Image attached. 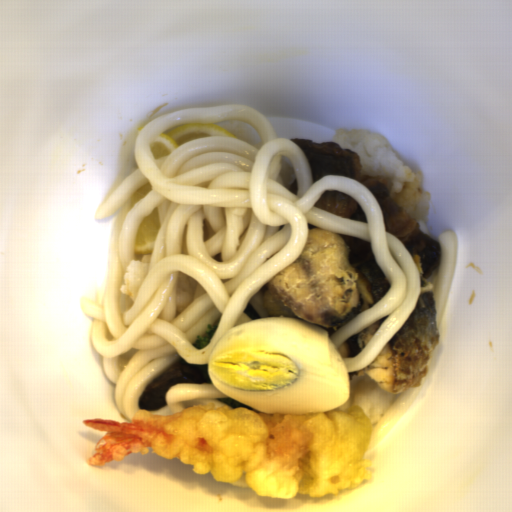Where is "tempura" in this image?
<instances>
[{"instance_id": "1", "label": "tempura", "mask_w": 512, "mask_h": 512, "mask_svg": "<svg viewBox=\"0 0 512 512\" xmlns=\"http://www.w3.org/2000/svg\"><path fill=\"white\" fill-rule=\"evenodd\" d=\"M214 403L188 406L177 413L139 409L130 423L85 419L106 432L88 465L121 462L129 454L156 453L177 458L199 475L251 488L260 497L323 498L370 480L365 459L373 425L359 405L345 411L270 414L256 408Z\"/></svg>"}]
</instances>
